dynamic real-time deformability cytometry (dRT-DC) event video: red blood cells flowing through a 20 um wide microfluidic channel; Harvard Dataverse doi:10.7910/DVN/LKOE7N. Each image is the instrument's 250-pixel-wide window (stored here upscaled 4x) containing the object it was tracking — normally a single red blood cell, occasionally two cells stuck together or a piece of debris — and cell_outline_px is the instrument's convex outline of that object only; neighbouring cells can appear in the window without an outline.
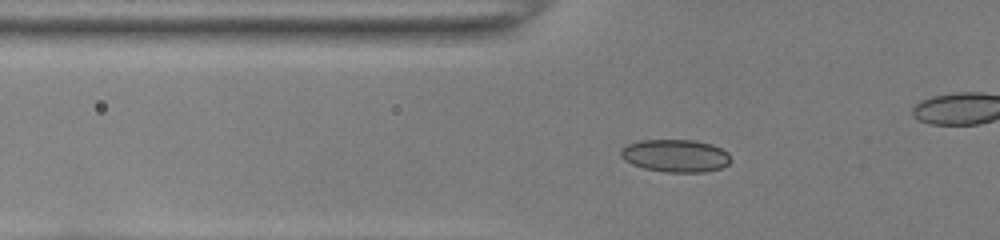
{"species": "common noctule bat (a hibernating species)", "species_latin": "Nyctalus noctula", "temperature_condition": "room temperature", "stored_images_in_passage": 48, "camera_frame_rate_fps": 3000, "um_per_image_px": 0.085, "animal": {"sex": "female", "body_mass_g": 22.0, "forearm_length_mm": 56.7}, "frame": {"image": 1, "passage_image": 21, "time_ms": 6.667, "image_size_px": [1000, 240], "cell_outline_px": [[732, 160], [728, 164], [720, 168], [704, 172], [668, 172], [644, 168], [632, 164], [624, 160], [620, 156], [620, 148], [628, 144], [640, 140], [692, 140], [712, 144], [728, 152]], "centroid_in_image_um": [57.41, 13.23], "position_along_channel_um": 68.4, "area_um2": 20.98}}
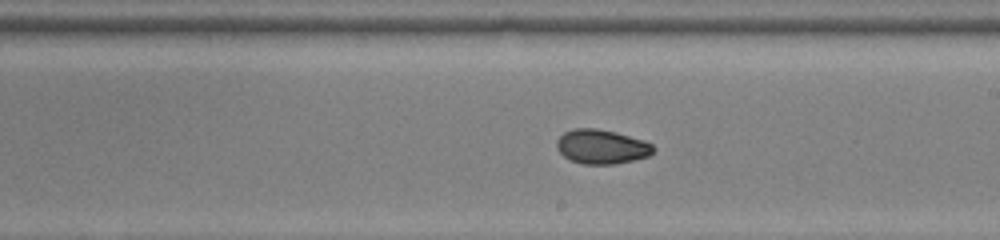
{"frame": {"image": 2, "passage_image": 34, "time_ms": 11.0, "image_size_px": [1000, 240], "cell_outline_px": [[656, 148], [648, 156], [616, 164], [584, 164], [572, 160], [564, 156], [556, 148], [556, 140], [564, 132], [576, 128], [596, 128], [616, 132], [644, 140], [652, 144]], "centroid_in_image_um": [51.14, 12.46], "position_along_channel_um": 237.9, "area_um2": 19.31}}
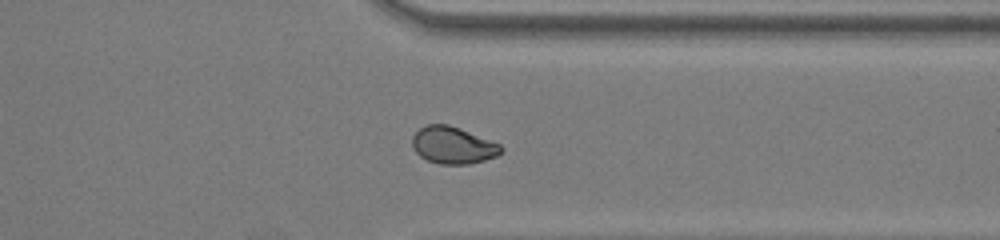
{"frame": {"image": 3, "passage_image": 44, "time_ms": 14.333, "image_size_px": [1000, 240], "cell_outline_px": [[504, 148], [496, 156], [484, 160], [468, 164], [440, 164], [428, 160], [420, 156], [416, 152], [412, 144], [412, 136], [420, 128], [428, 124], [448, 124], [460, 128], [500, 144]], "centroid_in_image_um": [38.49, 12.34], "position_along_channel_um": 372.9, "area_um2": 19.02}}